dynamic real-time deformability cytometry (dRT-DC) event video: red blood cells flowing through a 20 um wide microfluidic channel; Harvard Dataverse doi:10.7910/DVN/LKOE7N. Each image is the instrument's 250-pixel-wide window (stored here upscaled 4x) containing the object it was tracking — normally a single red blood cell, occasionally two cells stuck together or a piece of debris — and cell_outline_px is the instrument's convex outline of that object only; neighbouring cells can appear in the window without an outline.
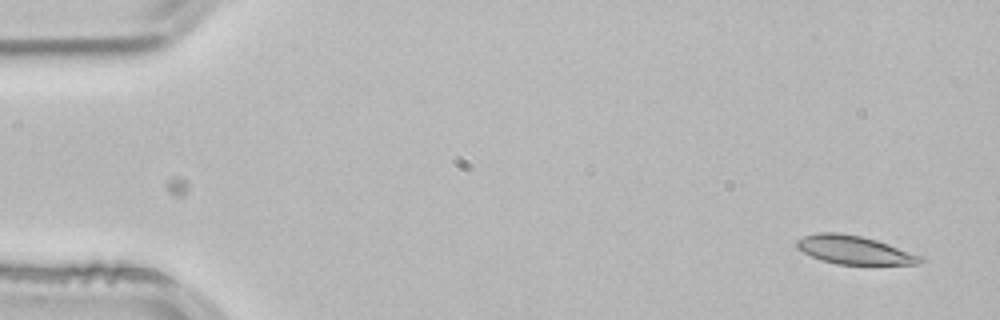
{"species": "common noctule bat (a hibernating species)", "species_latin": "Nyctalus noctula", "temperature_condition": "room temperature", "stored_images_in_passage": 3, "camera_frame_rate_fps": 3000, "um_per_image_px": 0.085, "animal": {"sex": "male", "body_mass_g": 21.5, "forearm_length_mm": 52.0}, "frame": {"image": 1, "passage_image": 3, "time_ms": 0.667, "image_size_px": [1000, 320], "cell_outline_px": [[924, 260], [916, 264], [836, 264], [820, 260], [796, 248], [796, 240], [804, 236], [816, 232], [840, 232], [860, 236], [876, 240], [924, 256]], "centroid_in_image_um": [72.59, 21.24], "position_along_channel_um": 12.4, "area_um2": 20.46}}